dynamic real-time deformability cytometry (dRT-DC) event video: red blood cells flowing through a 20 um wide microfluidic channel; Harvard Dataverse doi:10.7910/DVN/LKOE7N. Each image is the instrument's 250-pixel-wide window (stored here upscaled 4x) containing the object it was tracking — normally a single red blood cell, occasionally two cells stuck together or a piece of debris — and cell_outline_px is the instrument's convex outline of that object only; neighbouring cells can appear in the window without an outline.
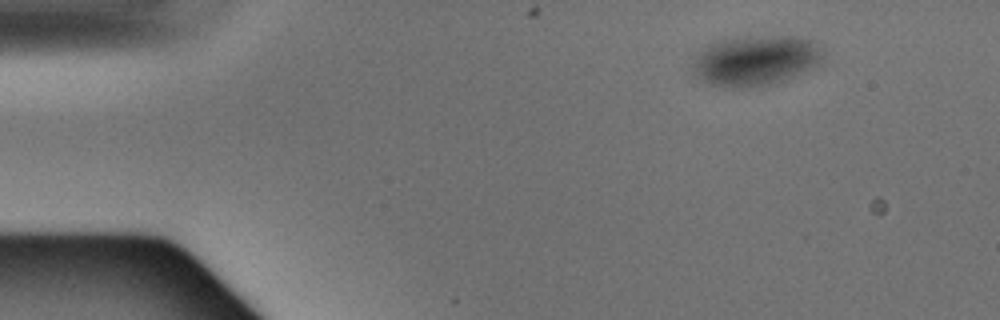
{"species": "Egyptian fruit bat (a non-hibernating species)", "species_latin": "Rousettus aegyptiacus", "temperature_condition": "warm", "stored_images_in_passage": 4, "camera_frame_rate_fps": 3000, "um_per_image_px": 0.085, "animal": {"sex": "male"}, "frame": {"image": 1, "passage_image": 1, "time_ms": 0.0, "image_size_px": [1000, 320], "cell_outline_px": [[824, 52], [816, 64], [808, 68], [780, 80], [768, 84], [748, 88], [724, 88], [712, 84], [696, 76], [692, 72], [696, 56], [712, 44], [724, 40], [776, 36], [792, 36], [812, 40], [824, 48]], "centroid_in_image_um": [64.22, 5.16], "position_along_channel_um": 20.8, "area_um2": 36.76}}
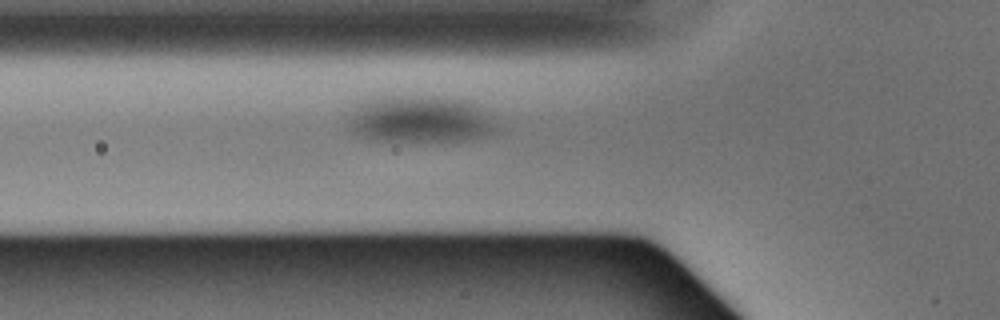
{"frame": {"image": 2, "passage_image": 4, "time_ms": 1.0, "image_size_px": [1000, 320], "cell_outline_px": [[492, 132], [480, 136], [464, 140], [380, 140], [364, 136], [352, 132], [352, 124], [368, 104], [380, 100], [452, 100], [468, 108], [492, 128]], "centroid_in_image_um": [35.63, 10.29], "position_along_channel_um": 90.2, "area_um2": 33.58}}